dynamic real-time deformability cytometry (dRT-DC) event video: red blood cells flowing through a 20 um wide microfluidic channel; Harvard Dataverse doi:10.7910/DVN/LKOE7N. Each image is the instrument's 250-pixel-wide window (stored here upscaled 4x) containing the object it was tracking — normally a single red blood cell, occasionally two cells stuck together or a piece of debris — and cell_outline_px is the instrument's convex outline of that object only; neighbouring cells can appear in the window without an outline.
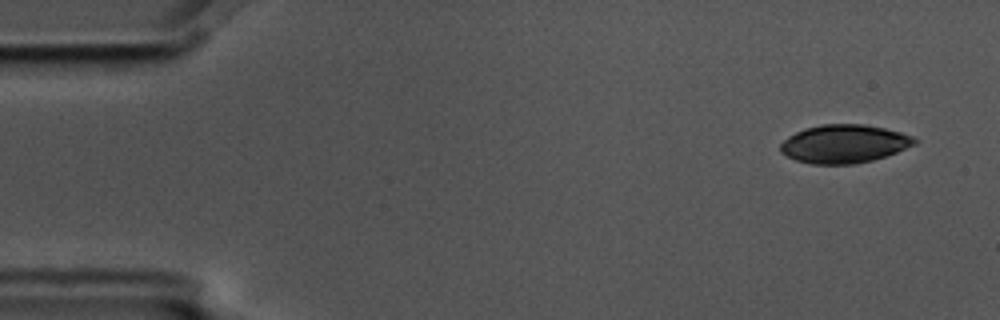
{"species": "common noctule bat (a hibernating species)", "species_latin": "Nyctalus noctula", "temperature_condition": "cold", "stored_images_in_passage": 6, "camera_frame_rate_fps": 3000, "um_per_image_px": 0.085, "animal": {"sex": "male", "body_mass_g": 17.5, "forearm_length_mm": 52.3}, "frame": {"image": 1, "passage_image": 1, "time_ms": 0.0, "image_size_px": [1000, 320], "cell_outline_px": [[916, 144], [896, 152], [872, 160], [856, 164], [812, 164], [796, 160], [780, 152], [780, 144], [788, 136], [804, 128], [820, 124], [864, 124], [884, 128], [900, 132], [912, 136], [916, 140]], "centroid_in_image_um": [71.73, 12.22], "position_along_channel_um": 13.3, "area_um2": 29.88}}
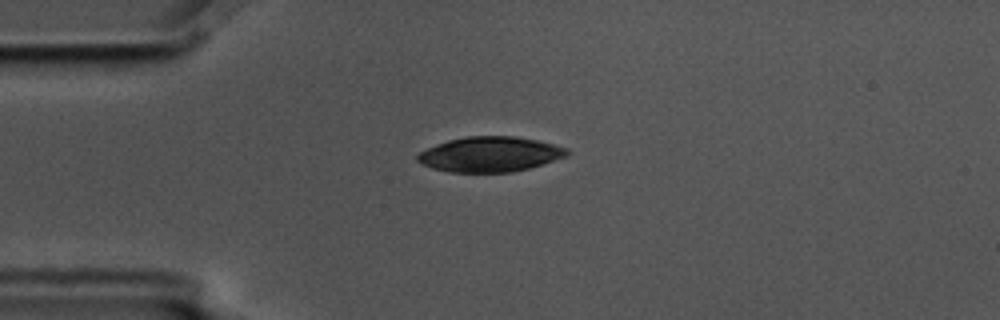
{"frame": {"image": 2, "passage_image": 4, "time_ms": 1.0, "image_size_px": [1000, 320], "cell_outline_px": [[568, 156], [528, 168], [512, 172], [448, 172], [432, 168], [420, 164], [416, 160], [416, 156], [420, 152], [428, 148], [448, 140], [468, 136], [512, 136], [536, 140], [568, 148]], "centroid_in_image_um": [41.62, 13.12], "position_along_channel_um": 43.4, "area_um2": 30.4}}